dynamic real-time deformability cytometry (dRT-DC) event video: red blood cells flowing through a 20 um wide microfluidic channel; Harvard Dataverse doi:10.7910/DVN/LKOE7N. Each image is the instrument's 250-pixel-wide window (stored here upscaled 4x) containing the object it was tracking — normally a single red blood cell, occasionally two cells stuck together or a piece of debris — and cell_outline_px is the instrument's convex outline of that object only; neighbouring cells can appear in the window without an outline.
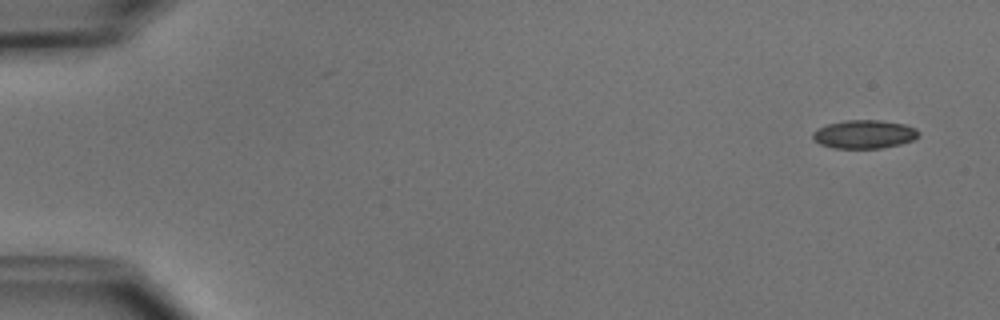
{"species": "common noctule bat (a hibernating species)", "species_latin": "Nyctalus noctula", "temperature_condition": "cold", "stored_images_in_passage": 6, "camera_frame_rate_fps": 3000, "um_per_image_px": 0.085, "animal": {"sex": "male", "body_mass_g": 15.6}, "frame": {"image": 1, "passage_image": 1, "time_ms": 0.0, "image_size_px": [1000, 320], "cell_outline_px": [[920, 136], [912, 140], [900, 144], [880, 148], [832, 148], [820, 144], [812, 136], [812, 132], [816, 128], [828, 124], [848, 120], [880, 120], [904, 124], [916, 128], [920, 132]], "centroid_in_image_um": [73.47, 11.41], "position_along_channel_um": 11.5, "area_um2": 17.57}}
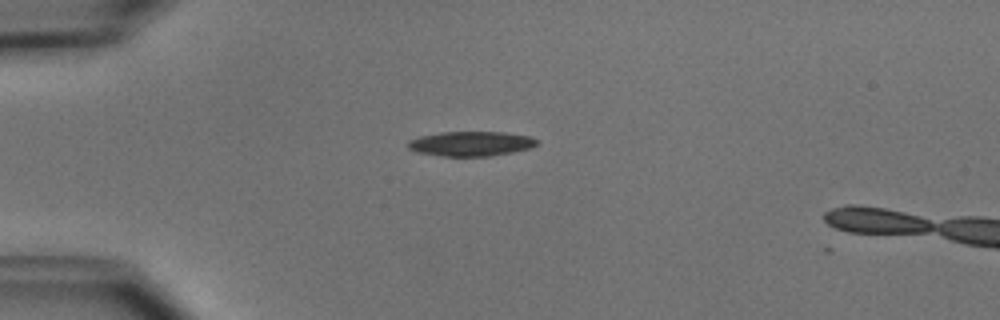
{"frame": {"image": 2, "passage_image": 4, "time_ms": 3.667, "image_size_px": [1000, 320], "cell_outline_px": [[536, 144], [532, 148], [492, 156], [440, 156], [416, 152], [408, 148], [408, 140], [420, 136], [440, 132], [504, 132], [532, 136], [536, 140]], "centroid_in_image_um": [40.02, 12.21], "position_along_channel_um": 45.0, "area_um2": 18.67}}